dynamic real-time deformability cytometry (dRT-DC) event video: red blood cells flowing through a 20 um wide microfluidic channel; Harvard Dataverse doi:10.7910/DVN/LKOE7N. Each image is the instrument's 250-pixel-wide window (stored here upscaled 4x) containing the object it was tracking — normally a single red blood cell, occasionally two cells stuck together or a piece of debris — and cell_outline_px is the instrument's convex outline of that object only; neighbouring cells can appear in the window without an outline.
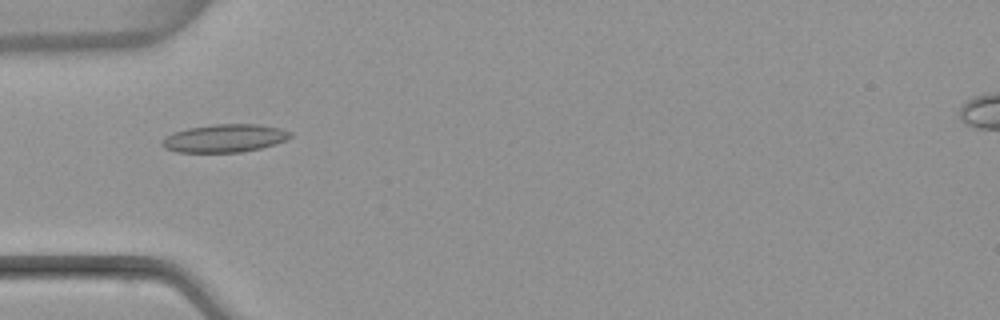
{"species": "common noctule bat (a hibernating species)", "species_latin": "Nyctalus noctula", "temperature_condition": "warm", "stored_images_in_passage": 5, "camera_frame_rate_fps": 3000, "um_per_image_px": 0.085, "animal": {"sex": "female", "body_mass_g": 22.7, "forearm_length_mm": 54.2}, "frame": {"image": 1, "passage_image": 4, "time_ms": 4.333, "image_size_px": [1000, 320], "cell_outline_px": [[292, 136], [276, 144], [260, 148], [240, 152], [176, 152], [164, 148], [160, 144], [160, 140], [164, 136], [188, 128], [212, 124], [260, 124], [280, 128], [292, 132]], "centroid_in_image_um": [19.07, 11.75], "position_along_channel_um": 65.9, "area_um2": 21.04}}
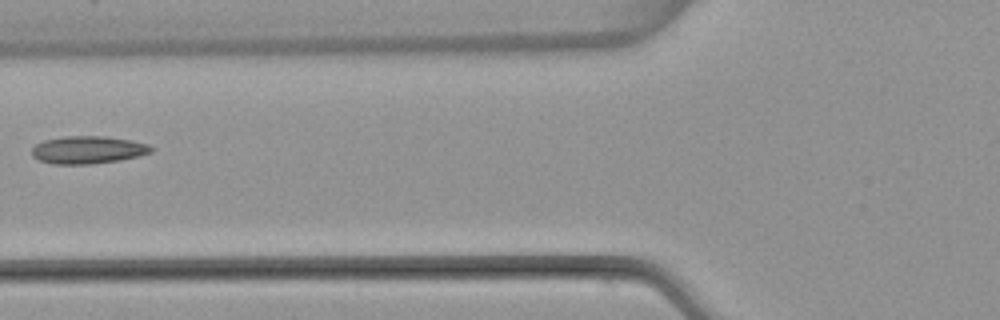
{"frame": {"image": 2, "passage_image": 5, "time_ms": 5.667, "image_size_px": [1000, 320], "cell_outline_px": [[152, 152], [120, 160], [92, 164], [52, 164], [40, 160], [32, 156], [32, 148], [36, 144], [44, 140], [64, 136], [104, 136], [128, 140], [148, 144], [152, 148]], "centroid_in_image_um": [7.44, 12.74], "position_along_channel_um": 118.4, "area_um2": 19.07}}